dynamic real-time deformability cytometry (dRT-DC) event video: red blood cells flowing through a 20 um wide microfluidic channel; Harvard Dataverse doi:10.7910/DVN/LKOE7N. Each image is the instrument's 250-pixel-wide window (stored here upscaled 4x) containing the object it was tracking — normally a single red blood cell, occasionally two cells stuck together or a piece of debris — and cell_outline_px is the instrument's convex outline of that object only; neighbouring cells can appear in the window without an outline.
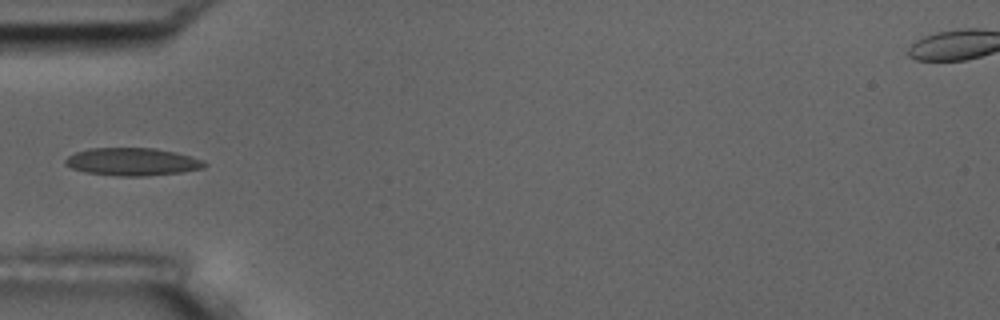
{"species": "common noctule bat (a hibernating species)", "species_latin": "Nyctalus noctula", "temperature_condition": "room temperature", "stored_images_in_passage": 5, "camera_frame_rate_fps": 3000, "um_per_image_px": 0.085, "animal": {"sex": "male", "body_mass_g": 17.5, "forearm_length_mm": 52.3}, "frame": {"image": 1, "passage_image": 5, "time_ms": 4.667, "image_size_px": [1000, 320], "cell_outline_px": [[208, 164], [204, 168], [180, 172], [144, 176], [120, 176], [88, 172], [72, 168], [64, 164], [64, 160], [68, 156], [76, 152], [92, 148], [156, 148], [176, 152], [204, 160]], "centroid_in_image_um": [11.28, 13.74], "position_along_channel_um": 73.7, "area_um2": 22.37}}